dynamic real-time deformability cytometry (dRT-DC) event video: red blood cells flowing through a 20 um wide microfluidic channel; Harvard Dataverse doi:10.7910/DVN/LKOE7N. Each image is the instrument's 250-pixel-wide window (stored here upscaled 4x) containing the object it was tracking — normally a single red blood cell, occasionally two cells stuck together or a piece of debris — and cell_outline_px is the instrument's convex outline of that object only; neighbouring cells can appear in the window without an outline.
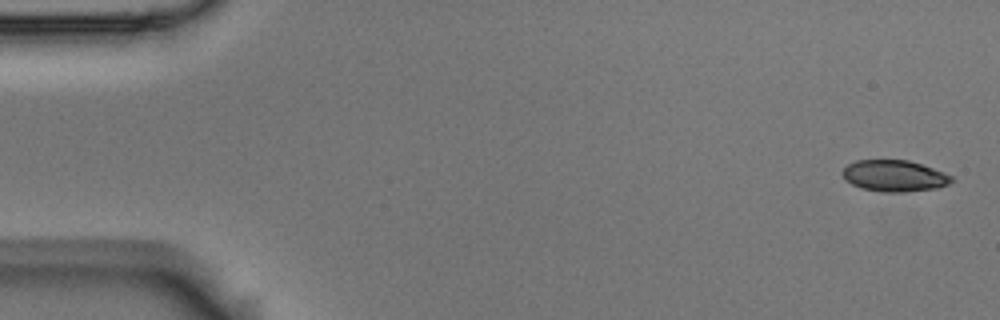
{"species": "Egyptian fruit bat (a non-hibernating species)", "species_latin": "Rousettus aegyptiacus", "temperature_condition": "room temperature", "stored_images_in_passage": 5, "camera_frame_rate_fps": 3000, "um_per_image_px": 0.085, "animal": {"sex": "male"}, "frame": {"image": 1, "passage_image": 1, "time_ms": 0.0, "image_size_px": [1000, 320], "cell_outline_px": [[952, 180], [948, 184], [936, 188], [904, 192], [880, 192], [860, 188], [844, 180], [840, 172], [848, 164], [856, 160], [908, 160], [944, 172], [952, 176]], "centroid_in_image_um": [75.96, 14.95], "position_along_channel_um": 9.0, "area_um2": 20.0}}
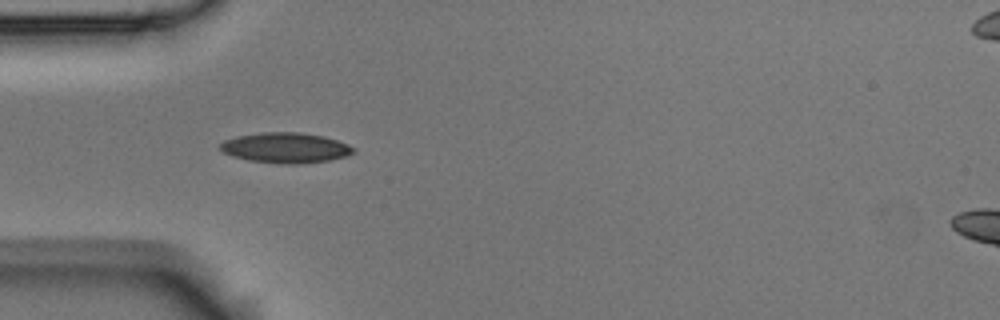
{"frame": {"image": 2, "passage_image": 4, "time_ms": 1.0, "image_size_px": [1000, 320], "cell_outline_px": [[356, 152], [348, 156], [328, 160], [296, 164], [288, 164], [248, 160], [224, 152], [220, 148], [220, 144], [224, 140], [240, 136], [264, 132], [300, 132], [324, 136], [348, 144], [356, 148]], "centroid_in_image_um": [24.35, 12.55], "position_along_channel_um": 60.7, "area_um2": 23.29}}
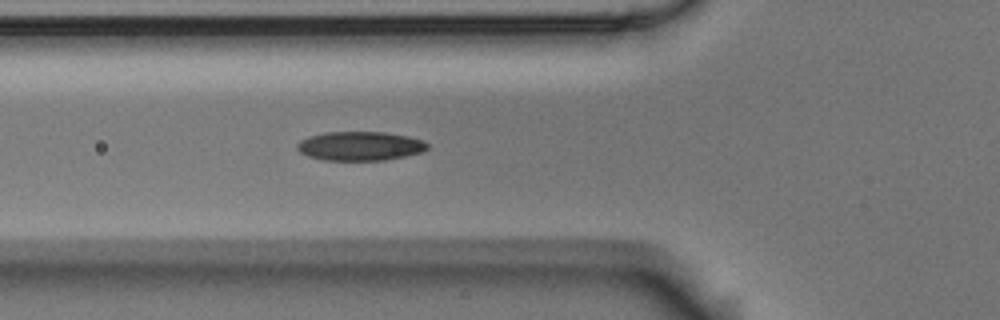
{"frame": {"image": 3, "passage_image": 5, "time_ms": 1.333, "image_size_px": [1000, 320], "cell_outline_px": [[428, 148], [420, 152], [404, 156], [384, 160], [324, 160], [308, 156], [300, 152], [296, 148], [296, 144], [300, 140], [308, 136], [324, 132], [384, 132], [408, 136], [424, 140], [428, 144]], "centroid_in_image_um": [30.57, 12.4], "position_along_channel_um": 95.2, "area_um2": 22.08}}